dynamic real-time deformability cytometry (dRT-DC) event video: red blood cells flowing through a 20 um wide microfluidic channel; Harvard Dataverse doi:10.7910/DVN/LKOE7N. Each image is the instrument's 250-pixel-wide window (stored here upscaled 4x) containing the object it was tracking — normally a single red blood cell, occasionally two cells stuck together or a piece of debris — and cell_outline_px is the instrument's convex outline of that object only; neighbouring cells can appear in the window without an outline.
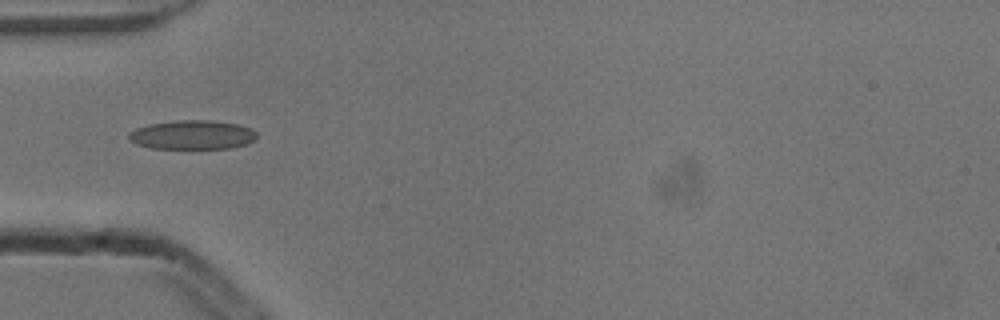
{"species": "common noctule bat (a hibernating species)", "species_latin": "Nyctalus noctula", "temperature_condition": "cold", "stored_images_in_passage": 5, "camera_frame_rate_fps": 3000, "um_per_image_px": 0.085, "animal": {"sex": "male", "body_mass_g": 13.3}, "frame": {"image": 1, "passage_image": 5, "time_ms": 1.333, "image_size_px": [1000, 320], "cell_outline_px": [[256, 140], [248, 144], [232, 148], [148, 148], [136, 144], [128, 140], [128, 132], [136, 128], [148, 124], [180, 120], [212, 120], [236, 124], [248, 128], [256, 132]], "centroid_in_image_um": [16.32, 11.47], "position_along_channel_um": 68.7, "area_um2": 21.79}}